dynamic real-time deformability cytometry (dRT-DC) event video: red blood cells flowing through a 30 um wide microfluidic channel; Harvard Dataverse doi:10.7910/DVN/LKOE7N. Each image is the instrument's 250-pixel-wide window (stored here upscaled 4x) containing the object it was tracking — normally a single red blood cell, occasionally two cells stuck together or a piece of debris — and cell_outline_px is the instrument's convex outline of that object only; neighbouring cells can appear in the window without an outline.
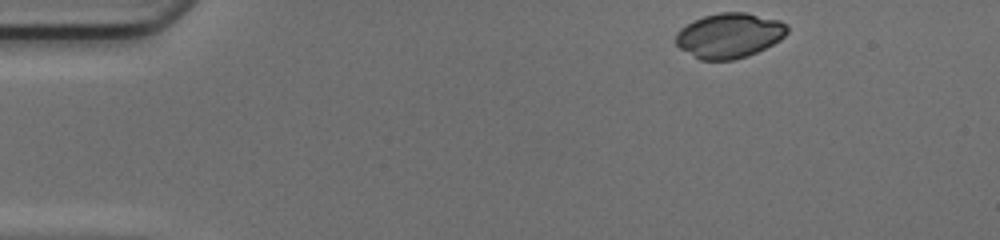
{"species": "common noctule bat (a hibernating species)", "species_latin": "Nyctalus noctula", "temperature_condition": "cold", "stored_images_in_passage": 44, "camera_frame_rate_fps": 3000, "um_per_image_px": 0.085, "animal": {"sex": "female", "body_mass_g": 17.0, "forearm_length_mm": 48.0}, "frame": {"image": 1, "passage_image": 1, "time_ms": 0.0, "image_size_px": [1000, 240], "cell_outline_px": [[788, 32], [780, 40], [756, 52], [732, 60], [700, 60], [680, 48], [676, 44], [676, 32], [680, 28], [704, 16], [720, 12], [744, 12], [780, 20], [788, 24]], "centroid_in_image_um": [62.0, 3.01], "position_along_channel_um": 23.0, "area_um2": 28.96}}
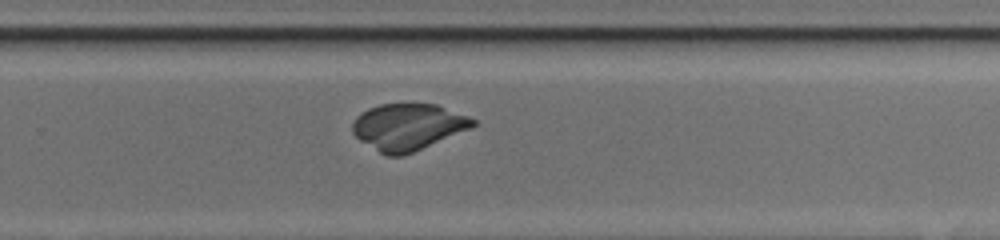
{"frame": {"image": 2, "passage_image": 27, "time_ms": 8.667, "image_size_px": [1000, 240], "cell_outline_px": [[476, 124], [472, 128], [404, 156], [388, 156], [380, 152], [360, 140], [352, 132], [352, 124], [356, 116], [360, 112], [368, 108], [380, 104], [436, 104], [468, 116], [476, 120]], "centroid_in_image_um": [34.68, 10.78], "position_along_channel_um": 295.1, "area_um2": 32.66}}
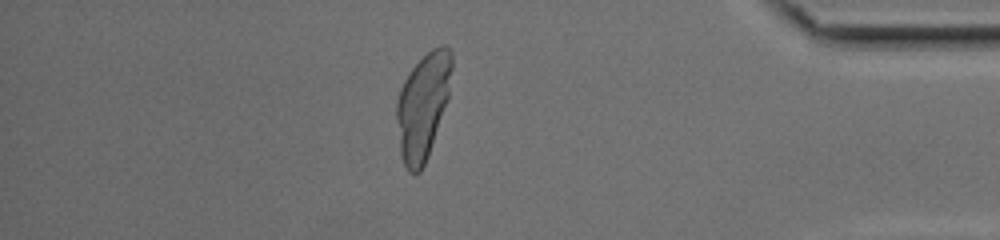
{"frame": {"image": 3, "passage_image": 37, "time_ms": 12.0, "image_size_px": [1000, 240], "cell_outline_px": [[452, 68], [448, 96], [428, 156], [420, 172], [408, 172], [400, 156], [396, 120], [396, 100], [400, 88], [404, 80], [412, 68], [432, 48], [440, 44], [444, 44], [452, 52]], "centroid_in_image_um": [35.92, 9.0], "position_along_channel_um": 399.3, "area_um2": 33.93}}